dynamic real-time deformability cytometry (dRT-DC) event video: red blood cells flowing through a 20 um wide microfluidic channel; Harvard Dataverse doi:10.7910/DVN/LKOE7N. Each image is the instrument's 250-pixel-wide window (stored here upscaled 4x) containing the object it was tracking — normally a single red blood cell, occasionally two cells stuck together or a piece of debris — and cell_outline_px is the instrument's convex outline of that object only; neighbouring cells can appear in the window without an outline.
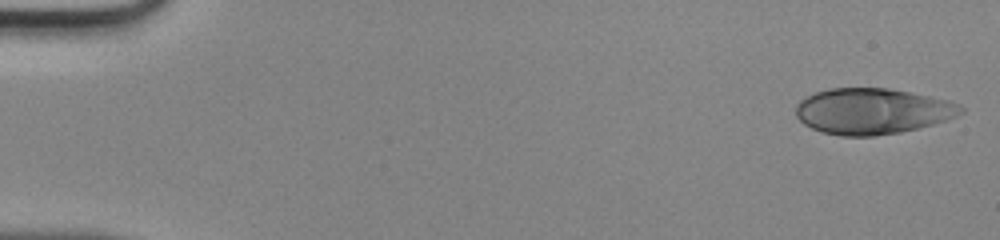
{"species": "human", "species_latin": "Homo sapiens", "temperature_condition": "room temperature", "stored_images_in_passage": 46, "camera_frame_rate_fps": 3000, "um_per_image_px": 0.085, "donor": {"sex": "male"}, "frame": {"image": 1, "passage_image": 1, "time_ms": 0.0, "image_size_px": [1000, 240], "cell_outline_px": [[964, 112], [956, 116], [932, 124], [900, 132], [872, 136], [840, 136], [820, 132], [804, 124], [796, 116], [796, 104], [800, 100], [816, 92], [828, 88], [888, 88], [948, 100], [960, 104], [964, 108]], "centroid_in_image_um": [74.12, 9.45], "position_along_channel_um": 10.9, "area_um2": 43.99}}
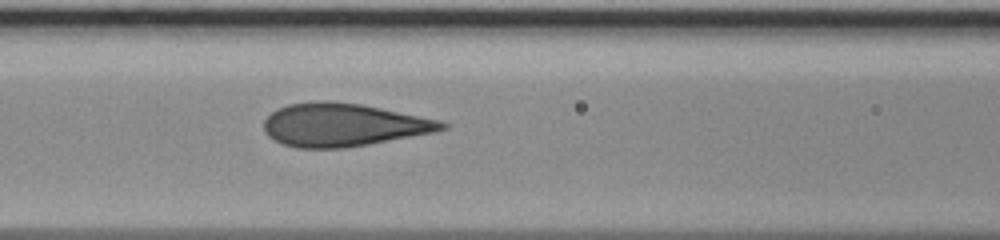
{"frame": {"image": 2, "passage_image": 20, "time_ms": 6.333, "image_size_px": [1000, 240], "cell_outline_px": [[448, 128], [436, 132], [368, 144], [344, 148], [296, 148], [284, 144], [268, 136], [264, 128], [264, 120], [276, 108], [288, 104], [324, 100], [332, 100], [360, 104], [440, 120], [448, 124]], "centroid_in_image_um": [29.17, 10.61], "position_along_channel_um": 137.4, "area_um2": 44.56}}
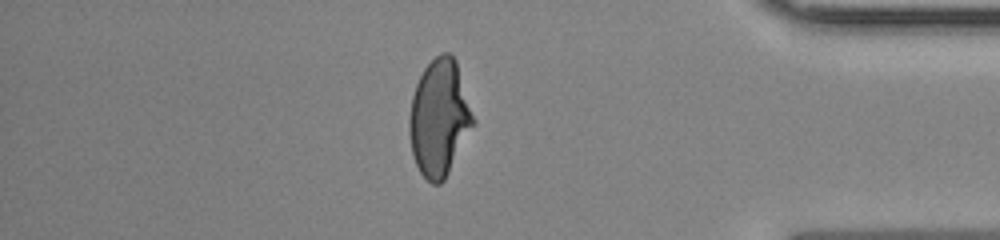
{"frame": {"image": 3, "passage_image": 40, "time_ms": 13.0, "image_size_px": [1000, 240], "cell_outline_px": [[476, 124], [444, 180], [440, 184], [432, 184], [420, 172], [412, 156], [408, 132], [408, 120], [412, 96], [416, 84], [424, 68], [440, 52], [448, 52], [456, 60], [476, 120]], "centroid_in_image_um": [37.35, 10.03], "position_along_channel_um": 397.9, "area_um2": 43.81}}